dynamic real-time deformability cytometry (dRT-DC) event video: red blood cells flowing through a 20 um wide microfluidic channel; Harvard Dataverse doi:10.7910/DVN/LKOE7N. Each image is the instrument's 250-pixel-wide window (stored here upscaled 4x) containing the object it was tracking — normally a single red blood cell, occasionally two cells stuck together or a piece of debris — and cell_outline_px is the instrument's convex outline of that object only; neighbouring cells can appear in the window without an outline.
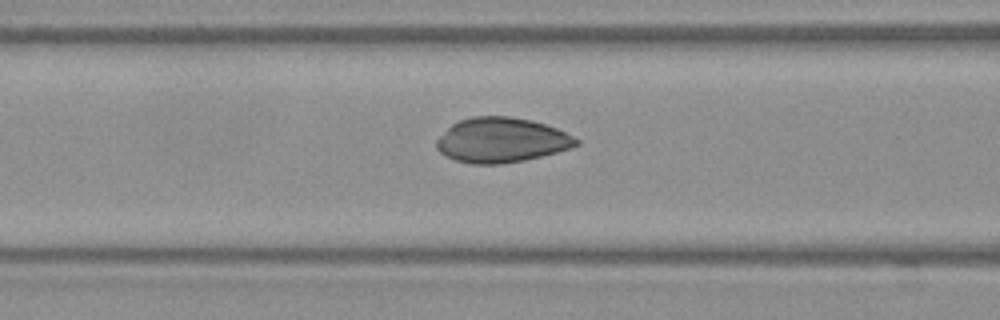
{"species": "Egyptian fruit bat (a non-hibernating species)", "species_latin": "Rousettus aegyptiacus", "temperature_condition": "warm", "stored_images_in_passage": 36, "camera_frame_rate_fps": 3000, "um_per_image_px": 0.085, "frame": {"image": 1, "passage_image": 6, "time_ms": 1.667, "image_size_px": [1000, 320], "cell_outline_px": [[580, 144], [556, 152], [524, 160], [504, 164], [472, 164], [456, 160], [440, 152], [436, 148], [436, 140], [452, 124], [460, 120], [472, 116], [508, 116], [532, 120], [556, 128], [580, 140]], "centroid_in_image_um": [42.61, 11.91], "position_along_channel_um": 124.0, "area_um2": 36.24}}
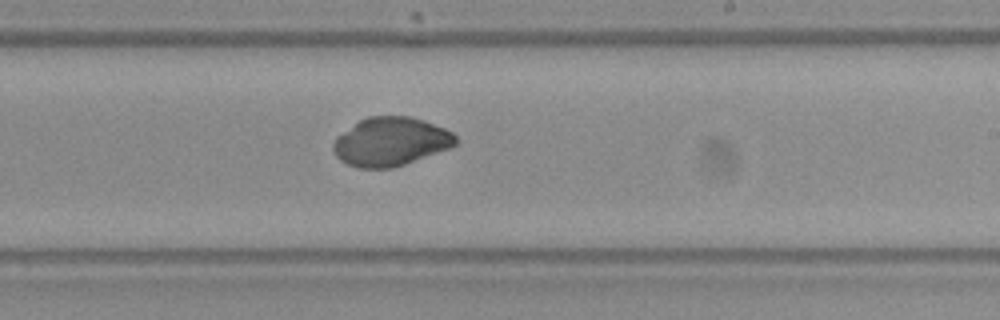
{"frame": {"image": 2, "passage_image": 16, "time_ms": 5.0, "image_size_px": [1000, 320], "cell_outline_px": [[460, 140], [456, 144], [448, 148], [404, 164], [392, 168], [360, 168], [348, 164], [340, 160], [336, 156], [332, 148], [332, 144], [336, 136], [360, 120], [368, 116], [408, 116], [424, 120], [444, 128], [452, 132]], "centroid_in_image_um": [33.19, 12.03], "position_along_channel_um": 255.8, "area_um2": 34.56}}
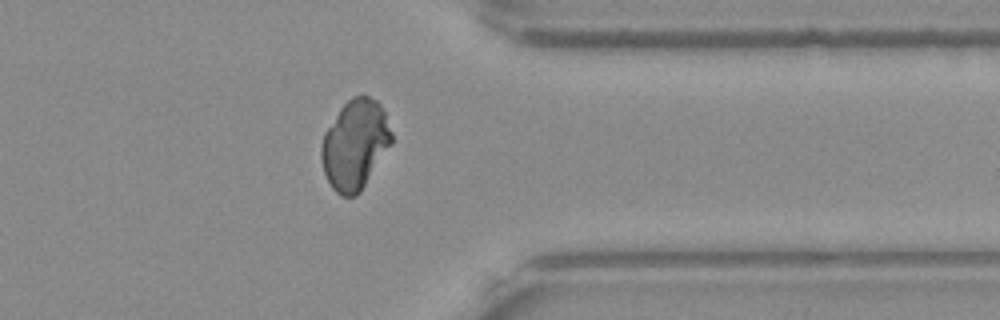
{"frame": {"image": 3, "passage_image": 26, "time_ms": 8.333, "image_size_px": [1000, 320], "cell_outline_px": [[392, 144], [360, 192], [356, 196], [340, 196], [332, 188], [324, 172], [320, 156], [320, 148], [324, 132], [340, 108], [352, 96], [364, 92], [376, 100], [380, 104], [384, 112], [392, 132]], "centroid_in_image_um": [30.17, 12.26], "position_along_channel_um": 381.2, "area_um2": 36.99}}